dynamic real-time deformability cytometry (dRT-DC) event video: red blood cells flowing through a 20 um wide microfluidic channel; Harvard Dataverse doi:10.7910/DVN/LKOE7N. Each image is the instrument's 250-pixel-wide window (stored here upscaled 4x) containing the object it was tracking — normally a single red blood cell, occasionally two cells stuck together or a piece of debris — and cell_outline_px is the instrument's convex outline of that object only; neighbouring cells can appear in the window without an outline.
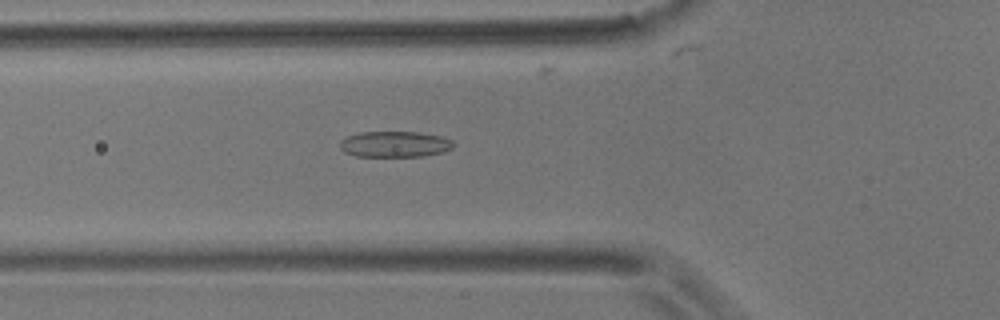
{"species": "common noctule bat (a hibernating species)", "species_latin": "Nyctalus noctula", "temperature_condition": "room temperature", "stored_images_in_passage": 55, "camera_frame_rate_fps": 3000, "um_per_image_px": 0.085, "animal": {"sex": "male", "body_mass_g": 17.9}, "frame": {"image": 1, "passage_image": 19, "time_ms": 6.0, "image_size_px": [1000, 320], "cell_outline_px": [[452, 148], [444, 152], [424, 156], [356, 156], [344, 152], [340, 148], [340, 140], [348, 136], [360, 132], [420, 132], [444, 136], [452, 140]], "centroid_in_image_um": [33.57, 12.25], "position_along_channel_um": 92.2, "area_um2": 17.22}}
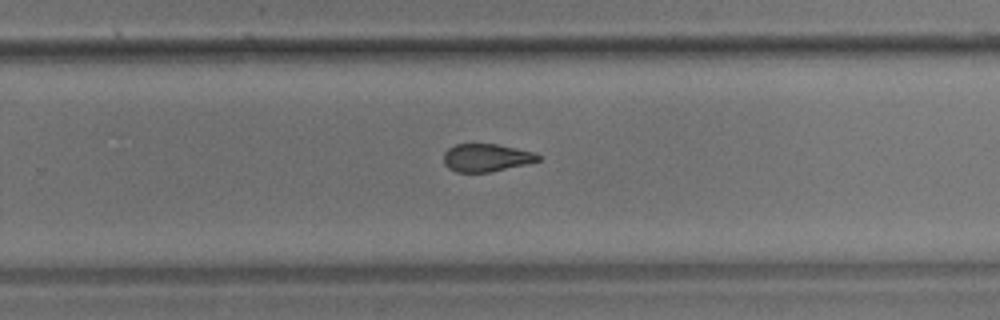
{"frame": {"image": 2, "passage_image": 35, "time_ms": 11.333, "image_size_px": [1000, 320], "cell_outline_px": [[540, 160], [528, 164], [488, 172], [456, 172], [448, 168], [444, 164], [444, 152], [448, 148], [456, 144], [496, 144], [536, 152], [540, 156]], "centroid_in_image_um": [41.34, 13.4], "position_along_channel_um": 288.5, "area_um2": 15.37}}
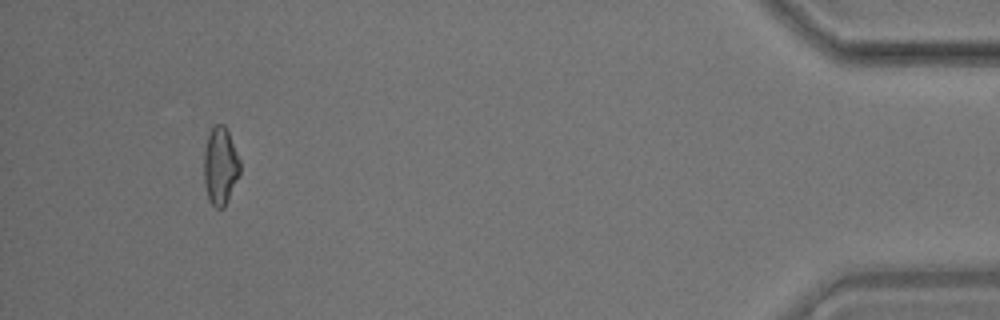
{"frame": {"image": 3, "passage_image": 51, "time_ms": 16.667, "image_size_px": [1000, 320], "cell_outline_px": [[240, 172], [224, 208], [216, 208], [208, 200], [204, 184], [204, 152], [208, 132], [216, 124], [224, 124], [228, 132], [240, 160]], "centroid_in_image_um": [18.71, 14.11], "position_along_channel_um": 416.5, "area_um2": 16.3}, "authors_computed_cell_mechanics": {"area_um2": 16.8198, "velocity_mm_per_s": 3.6808, "shape_relaxation_time_tau1_ms": null, "shape_relaxation_time_tau2_ms": 1.8641, "deformation_change_tau1": null, "deformation_change_tau2": 0.0923}}